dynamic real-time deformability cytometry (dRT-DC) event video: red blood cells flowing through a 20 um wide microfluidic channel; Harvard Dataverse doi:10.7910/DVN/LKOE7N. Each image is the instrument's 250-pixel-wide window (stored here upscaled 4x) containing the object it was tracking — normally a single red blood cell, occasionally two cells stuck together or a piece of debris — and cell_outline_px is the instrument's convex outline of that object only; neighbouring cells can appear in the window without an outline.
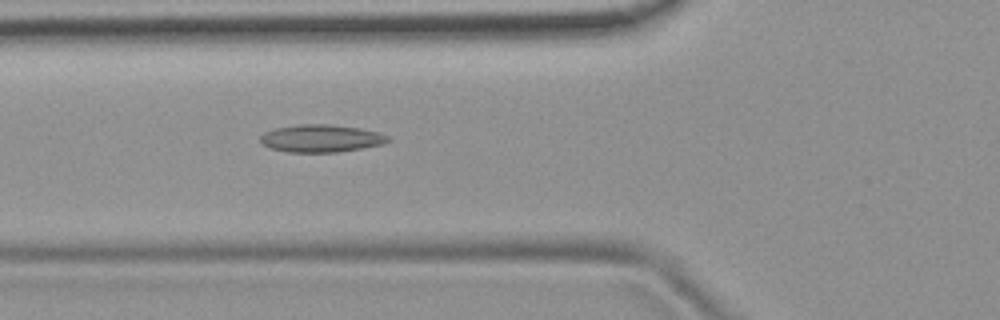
{"species": "common noctule bat (a hibernating species)", "species_latin": "Nyctalus noctula", "temperature_condition": "room temperature", "stored_images_in_passage": 38, "camera_frame_rate_fps": 3000, "um_per_image_px": 0.085, "animal": {"sex": "female", "body_mass_g": 19.9}, "frame": {"image": 1, "passage_image": 5, "time_ms": 1.333, "image_size_px": [1000, 320], "cell_outline_px": [[392, 140], [380, 144], [360, 148], [336, 152], [284, 152], [260, 144], [260, 136], [264, 132], [276, 128], [300, 124], [328, 124], [360, 128], [376, 132], [388, 136]], "centroid_in_image_um": [27.24, 11.76], "position_along_channel_um": 98.6, "area_um2": 20.35}}
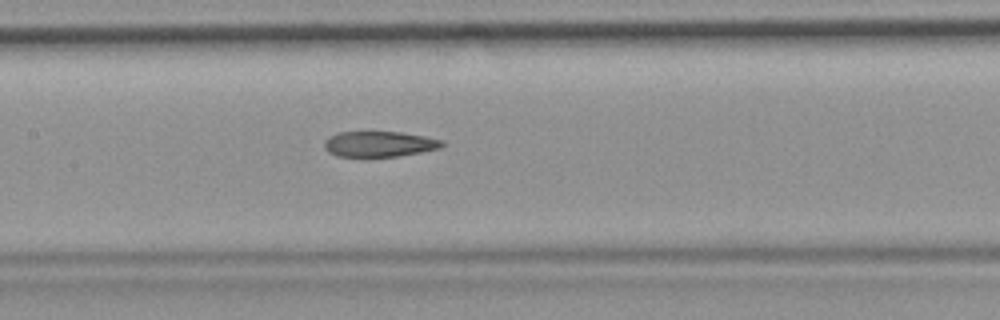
{"frame": {"image": 2, "passage_image": 11, "time_ms": 3.333, "image_size_px": [1000, 320], "cell_outline_px": [[444, 144], [440, 148], [420, 152], [396, 156], [364, 160], [336, 156], [328, 152], [324, 148], [324, 140], [328, 136], [336, 132], [400, 132], [424, 136], [444, 140]], "centroid_in_image_um": [32.15, 12.28], "position_along_channel_um": 175.3, "area_um2": 18.38}}
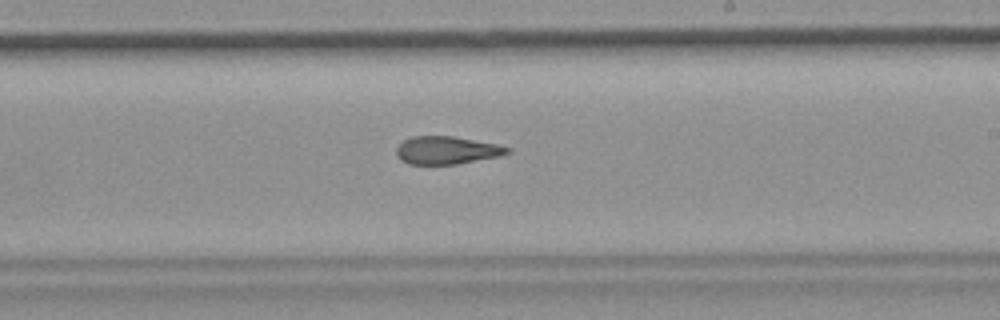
{"frame": {"image": 3, "passage_image": 17, "time_ms": 5.333, "image_size_px": [1000, 320], "cell_outline_px": [[512, 152], [500, 156], [456, 164], [408, 164], [400, 160], [396, 156], [396, 148], [404, 140], [412, 136], [452, 136], [496, 144], [512, 148]], "centroid_in_image_um": [37.97, 12.77], "position_along_channel_um": 251.0, "area_um2": 18.03}, "authors_computed_cell_mechanics": {"area_um2": 18.8717, "velocity_mm_per_s": 3.8149, "shape_relaxation_time_tau1_ms": null, "shape_relaxation_time_tau2_ms": 3.1756, "deformation_change_tau1": null, "deformation_change_tau2": 0.1202}}